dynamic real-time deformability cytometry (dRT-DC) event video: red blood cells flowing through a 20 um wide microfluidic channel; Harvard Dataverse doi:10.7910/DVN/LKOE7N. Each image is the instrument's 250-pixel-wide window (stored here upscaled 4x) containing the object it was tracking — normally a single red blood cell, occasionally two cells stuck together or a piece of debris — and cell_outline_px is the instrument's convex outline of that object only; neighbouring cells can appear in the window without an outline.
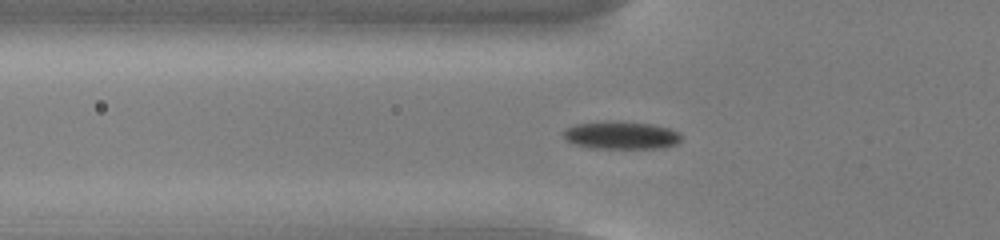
{"species": "common noctule bat (a hibernating species)", "species_latin": "Nyctalus noctula", "temperature_condition": "cold", "stored_images_in_passage": 56, "camera_frame_rate_fps": 3000, "um_per_image_px": 0.085, "animal": {"sex": "male", "body_mass_g": 13.0, "forearm_length_mm": 53.1}, "frame": {"image": 1, "passage_image": 20, "time_ms": 6.333, "image_size_px": [1000, 240], "cell_outline_px": [[680, 140], [676, 144], [660, 148], [592, 148], [576, 144], [568, 140], [564, 136], [564, 132], [568, 128], [576, 124], [652, 124], [668, 128], [680, 132]], "centroid_in_image_um": [52.87, 11.55], "position_along_channel_um": 72.9, "area_um2": 17.8}}
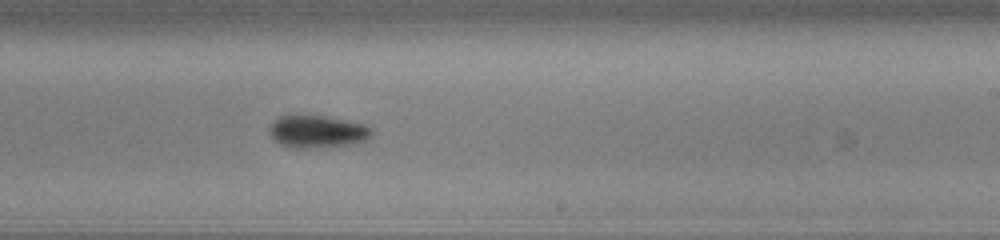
{"frame": {"image": 2, "passage_image": 35, "time_ms": 11.333, "image_size_px": [1000, 240], "cell_outline_px": [[372, 132], [364, 140], [352, 144], [320, 148], [288, 148], [272, 140], [268, 132], [268, 128], [272, 120], [288, 112], [324, 116], [364, 124], [372, 128]], "centroid_in_image_um": [26.83, 11.16], "position_along_channel_um": 262.2, "area_um2": 20.11}}
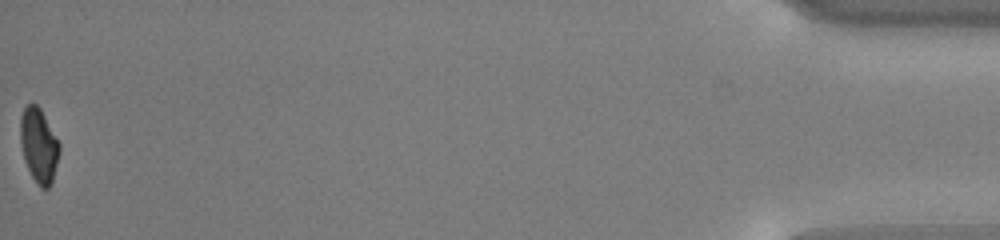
{"frame": {"image": 3, "passage_image": 56, "time_ms": 18.333, "image_size_px": [1000, 240], "cell_outline_px": [[60, 152], [52, 180], [48, 188], [40, 188], [32, 176], [24, 160], [20, 144], [20, 116], [24, 108], [28, 104], [36, 104], [40, 108], [60, 144]], "centroid_in_image_um": [3.29, 12.35], "position_along_channel_um": 431.9, "area_um2": 16.82}, "authors_computed_cell_mechanics": {"area_um2": 17.8024, "velocity_mm_per_s": 3.7905, "shape_relaxation_time_tau1_ms": 1.7931, "shape_relaxation_time_tau2_ms": null, "deformation_change_tau1": 0.116, "deformation_change_tau2": null}}